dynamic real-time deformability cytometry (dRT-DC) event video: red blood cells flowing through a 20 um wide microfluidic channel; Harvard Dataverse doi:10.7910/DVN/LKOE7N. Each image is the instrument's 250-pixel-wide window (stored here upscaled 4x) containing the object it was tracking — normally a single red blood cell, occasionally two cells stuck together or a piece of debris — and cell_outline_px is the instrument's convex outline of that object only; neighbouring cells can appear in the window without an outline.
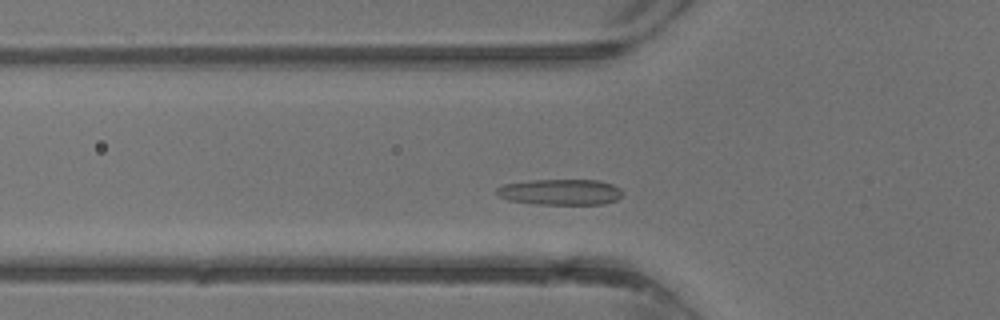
{"species": "common noctule bat (a hibernating species)", "species_latin": "Nyctalus noctula", "temperature_condition": "warm", "stored_images_in_passage": 32, "camera_frame_rate_fps": 3000, "um_per_image_px": 0.085, "animal": {"sex": "male", "body_mass_g": 13.3}, "frame": {"image": 1, "passage_image": 7, "time_ms": 2.0, "image_size_px": [1000, 320], "cell_outline_px": [[624, 192], [616, 200], [604, 204], [540, 204], [508, 200], [500, 196], [496, 192], [496, 188], [504, 184], [532, 180], [596, 180], [612, 184], [620, 188]], "centroid_in_image_um": [47.65, 16.32], "position_along_channel_um": 78.1, "area_um2": 18.84}}
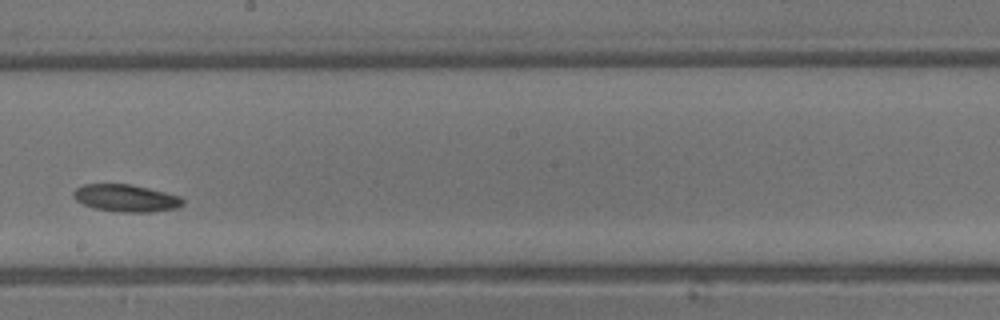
{"frame": {"image": 2, "passage_image": 16, "time_ms": 5.0, "image_size_px": [1000, 320], "cell_outline_px": [[184, 204], [176, 208], [152, 212], [124, 212], [92, 208], [76, 200], [72, 196], [72, 192], [76, 188], [84, 184], [128, 184], [148, 188], [180, 196], [184, 200]], "centroid_in_image_um": [10.69, 16.84], "position_along_channel_um": 237.5, "area_um2": 17.34}}
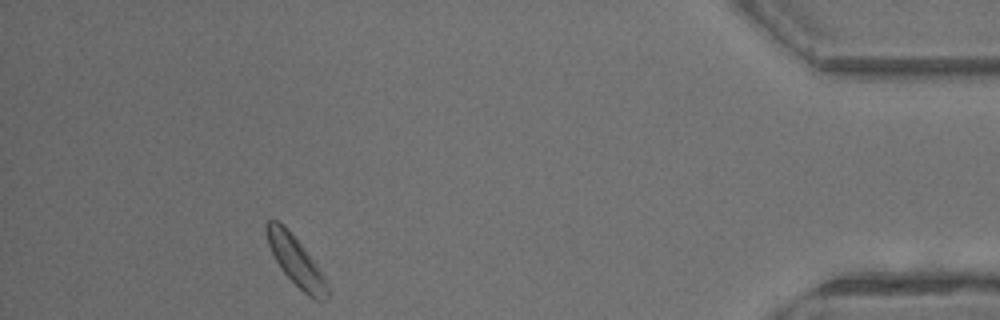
{"frame": {"image": 3, "passage_image": 29, "time_ms": 9.333, "image_size_px": [1000, 320], "cell_outline_px": [[328, 300], [316, 300], [308, 296], [284, 272], [276, 260], [268, 244], [264, 228], [264, 224], [268, 220], [276, 220], [284, 224], [288, 228], [312, 260], [320, 272], [328, 288]], "centroid_in_image_um": [25.1, 22.15], "position_along_channel_um": 410.1, "area_um2": 16.88}}